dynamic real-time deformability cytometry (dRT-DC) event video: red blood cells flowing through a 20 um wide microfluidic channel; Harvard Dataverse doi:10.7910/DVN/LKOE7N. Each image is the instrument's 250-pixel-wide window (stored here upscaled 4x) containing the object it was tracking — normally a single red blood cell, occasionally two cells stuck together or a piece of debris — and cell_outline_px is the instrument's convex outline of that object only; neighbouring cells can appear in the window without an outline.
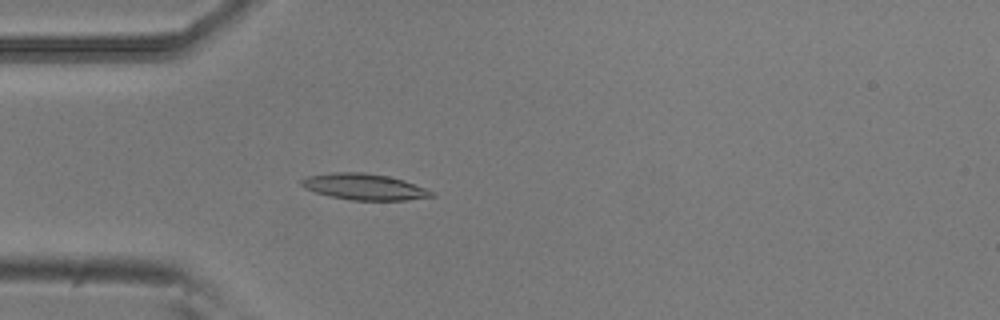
{"species": "common noctule bat (a hibernating species)", "species_latin": "Nyctalus noctula", "temperature_condition": "room temperature", "stored_images_in_passage": 53, "camera_frame_rate_fps": 3000, "um_per_image_px": 0.085, "animal": {"sex": "male", "body_mass_g": 20.5, "forearm_length_mm": 52.5}, "frame": {"image": 1, "passage_image": 15, "time_ms": 4.667, "image_size_px": [1000, 320], "cell_outline_px": [[436, 196], [408, 200], [352, 200], [328, 196], [304, 188], [300, 184], [300, 180], [308, 176], [332, 172], [364, 172], [388, 176], [404, 180], [436, 192]], "centroid_in_image_um": [30.98, 15.88], "position_along_channel_um": 54.0, "area_um2": 20.0}}
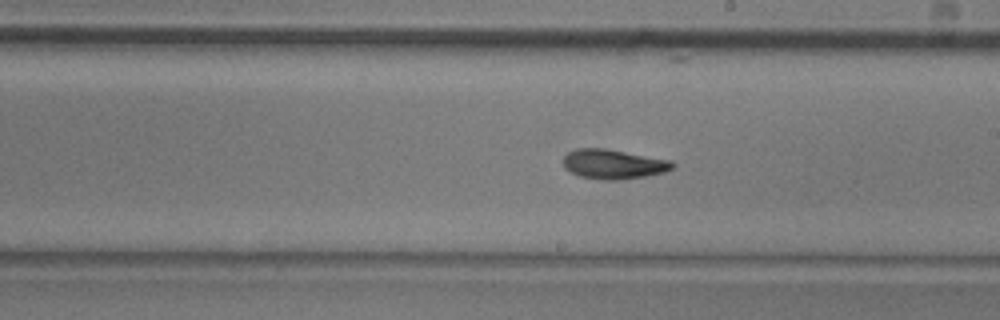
{"frame": {"image": 2, "passage_image": 30, "time_ms": 9.667, "image_size_px": [1000, 320], "cell_outline_px": [[676, 164], [672, 168], [664, 172], [644, 176], [620, 180], [604, 180], [580, 176], [564, 168], [564, 156], [568, 152], [576, 148], [604, 148], [672, 160]], "centroid_in_image_um": [52.15, 13.94], "position_along_channel_um": 236.9, "area_um2": 18.79}}
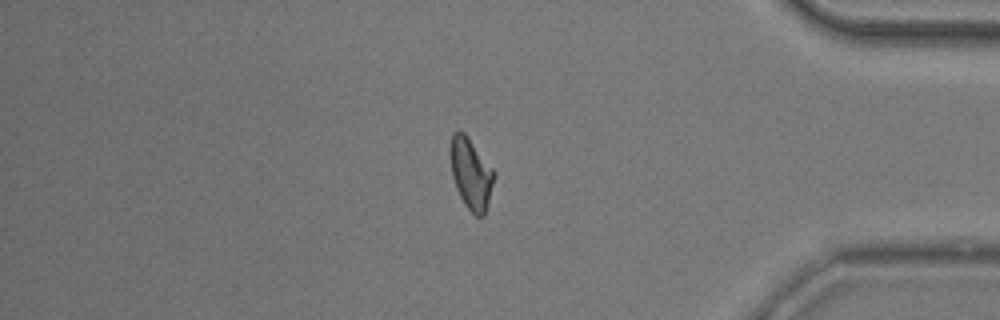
{"frame": {"image": 3, "passage_image": 45, "time_ms": 14.667, "image_size_px": [1000, 320], "cell_outline_px": [[496, 176], [484, 216], [476, 216], [464, 204], [456, 188], [452, 176], [448, 152], [448, 148], [452, 132], [464, 132], [496, 172]], "centroid_in_image_um": [40.01, 14.73], "position_along_channel_um": 395.2, "area_um2": 18.38}, "authors_computed_cell_mechanics": {"area_um2": 18.6116, "velocity_mm_per_s": 3.7674, "shape_relaxation_time_tau1_ms": 4.253, "shape_relaxation_time_tau2_ms": 5.233, "deformation_change_tau1": 0.1571, "deformation_change_tau2": 0.0887}}